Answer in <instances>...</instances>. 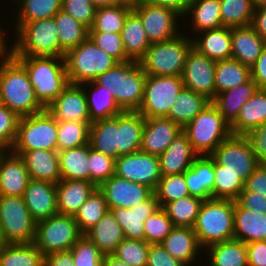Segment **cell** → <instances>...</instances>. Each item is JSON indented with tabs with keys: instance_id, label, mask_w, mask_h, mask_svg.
I'll use <instances>...</instances> for the list:
<instances>
[{
	"instance_id": "cell-1",
	"label": "cell",
	"mask_w": 266,
	"mask_h": 266,
	"mask_svg": "<svg viewBox=\"0 0 266 266\" xmlns=\"http://www.w3.org/2000/svg\"><path fill=\"white\" fill-rule=\"evenodd\" d=\"M0 100L19 117L45 110L35 96L25 67L14 56L0 59Z\"/></svg>"
},
{
	"instance_id": "cell-2",
	"label": "cell",
	"mask_w": 266,
	"mask_h": 266,
	"mask_svg": "<svg viewBox=\"0 0 266 266\" xmlns=\"http://www.w3.org/2000/svg\"><path fill=\"white\" fill-rule=\"evenodd\" d=\"M14 57L25 67L35 96L45 109L69 85L64 57Z\"/></svg>"
},
{
	"instance_id": "cell-3",
	"label": "cell",
	"mask_w": 266,
	"mask_h": 266,
	"mask_svg": "<svg viewBox=\"0 0 266 266\" xmlns=\"http://www.w3.org/2000/svg\"><path fill=\"white\" fill-rule=\"evenodd\" d=\"M146 73L139 61L117 63L95 81L110 91L123 111H138L145 87Z\"/></svg>"
},
{
	"instance_id": "cell-4",
	"label": "cell",
	"mask_w": 266,
	"mask_h": 266,
	"mask_svg": "<svg viewBox=\"0 0 266 266\" xmlns=\"http://www.w3.org/2000/svg\"><path fill=\"white\" fill-rule=\"evenodd\" d=\"M15 24V25H14ZM11 31L16 34L13 41V56L61 57V46L55 18L33 22H14Z\"/></svg>"
},
{
	"instance_id": "cell-5",
	"label": "cell",
	"mask_w": 266,
	"mask_h": 266,
	"mask_svg": "<svg viewBox=\"0 0 266 266\" xmlns=\"http://www.w3.org/2000/svg\"><path fill=\"white\" fill-rule=\"evenodd\" d=\"M193 228L204 253L210 245L234 239V200H204Z\"/></svg>"
},
{
	"instance_id": "cell-6",
	"label": "cell",
	"mask_w": 266,
	"mask_h": 266,
	"mask_svg": "<svg viewBox=\"0 0 266 266\" xmlns=\"http://www.w3.org/2000/svg\"><path fill=\"white\" fill-rule=\"evenodd\" d=\"M186 33V34H185ZM187 31L165 42L152 43L139 60L147 75L182 76L186 57L193 47ZM190 36V37H189Z\"/></svg>"
},
{
	"instance_id": "cell-7",
	"label": "cell",
	"mask_w": 266,
	"mask_h": 266,
	"mask_svg": "<svg viewBox=\"0 0 266 266\" xmlns=\"http://www.w3.org/2000/svg\"><path fill=\"white\" fill-rule=\"evenodd\" d=\"M182 129L199 156L210 155L232 134L230 124L211 102Z\"/></svg>"
},
{
	"instance_id": "cell-8",
	"label": "cell",
	"mask_w": 266,
	"mask_h": 266,
	"mask_svg": "<svg viewBox=\"0 0 266 266\" xmlns=\"http://www.w3.org/2000/svg\"><path fill=\"white\" fill-rule=\"evenodd\" d=\"M69 84H82L95 80L112 69L118 62L88 37L65 54Z\"/></svg>"
},
{
	"instance_id": "cell-9",
	"label": "cell",
	"mask_w": 266,
	"mask_h": 266,
	"mask_svg": "<svg viewBox=\"0 0 266 266\" xmlns=\"http://www.w3.org/2000/svg\"><path fill=\"white\" fill-rule=\"evenodd\" d=\"M57 139L58 121L45 109L37 114L20 117L11 151L19 156L32 150L57 151Z\"/></svg>"
},
{
	"instance_id": "cell-10",
	"label": "cell",
	"mask_w": 266,
	"mask_h": 266,
	"mask_svg": "<svg viewBox=\"0 0 266 266\" xmlns=\"http://www.w3.org/2000/svg\"><path fill=\"white\" fill-rule=\"evenodd\" d=\"M82 236L74 216L57 213L37 222L34 244L45 256L70 250Z\"/></svg>"
},
{
	"instance_id": "cell-11",
	"label": "cell",
	"mask_w": 266,
	"mask_h": 266,
	"mask_svg": "<svg viewBox=\"0 0 266 266\" xmlns=\"http://www.w3.org/2000/svg\"><path fill=\"white\" fill-rule=\"evenodd\" d=\"M36 224L23 196H0V229L7 243L34 242Z\"/></svg>"
},
{
	"instance_id": "cell-12",
	"label": "cell",
	"mask_w": 266,
	"mask_h": 266,
	"mask_svg": "<svg viewBox=\"0 0 266 266\" xmlns=\"http://www.w3.org/2000/svg\"><path fill=\"white\" fill-rule=\"evenodd\" d=\"M184 87L181 76L147 75L143 101L138 112L145 118L166 117Z\"/></svg>"
},
{
	"instance_id": "cell-13",
	"label": "cell",
	"mask_w": 266,
	"mask_h": 266,
	"mask_svg": "<svg viewBox=\"0 0 266 266\" xmlns=\"http://www.w3.org/2000/svg\"><path fill=\"white\" fill-rule=\"evenodd\" d=\"M209 156L218 165L239 175L244 181L259 165L244 135L231 134Z\"/></svg>"
},
{
	"instance_id": "cell-14",
	"label": "cell",
	"mask_w": 266,
	"mask_h": 266,
	"mask_svg": "<svg viewBox=\"0 0 266 266\" xmlns=\"http://www.w3.org/2000/svg\"><path fill=\"white\" fill-rule=\"evenodd\" d=\"M133 11L140 17L150 44L168 41L182 33L178 28L182 16L172 9L140 4Z\"/></svg>"
},
{
	"instance_id": "cell-15",
	"label": "cell",
	"mask_w": 266,
	"mask_h": 266,
	"mask_svg": "<svg viewBox=\"0 0 266 266\" xmlns=\"http://www.w3.org/2000/svg\"><path fill=\"white\" fill-rule=\"evenodd\" d=\"M115 175L155 191L162 177L159 157L141 151L120 156L115 160Z\"/></svg>"
},
{
	"instance_id": "cell-16",
	"label": "cell",
	"mask_w": 266,
	"mask_h": 266,
	"mask_svg": "<svg viewBox=\"0 0 266 266\" xmlns=\"http://www.w3.org/2000/svg\"><path fill=\"white\" fill-rule=\"evenodd\" d=\"M215 66L216 61L192 47L186 57L181 76L184 87L212 100L215 97Z\"/></svg>"
},
{
	"instance_id": "cell-17",
	"label": "cell",
	"mask_w": 266,
	"mask_h": 266,
	"mask_svg": "<svg viewBox=\"0 0 266 266\" xmlns=\"http://www.w3.org/2000/svg\"><path fill=\"white\" fill-rule=\"evenodd\" d=\"M98 189L104 194L108 208H133L154 194L146 185L116 175L103 182Z\"/></svg>"
},
{
	"instance_id": "cell-18",
	"label": "cell",
	"mask_w": 266,
	"mask_h": 266,
	"mask_svg": "<svg viewBox=\"0 0 266 266\" xmlns=\"http://www.w3.org/2000/svg\"><path fill=\"white\" fill-rule=\"evenodd\" d=\"M46 109L57 121L91 122L86 94L80 84H69Z\"/></svg>"
},
{
	"instance_id": "cell-19",
	"label": "cell",
	"mask_w": 266,
	"mask_h": 266,
	"mask_svg": "<svg viewBox=\"0 0 266 266\" xmlns=\"http://www.w3.org/2000/svg\"><path fill=\"white\" fill-rule=\"evenodd\" d=\"M182 131V127L169 118H145L140 151L159 156Z\"/></svg>"
},
{
	"instance_id": "cell-20",
	"label": "cell",
	"mask_w": 266,
	"mask_h": 266,
	"mask_svg": "<svg viewBox=\"0 0 266 266\" xmlns=\"http://www.w3.org/2000/svg\"><path fill=\"white\" fill-rule=\"evenodd\" d=\"M30 215L36 222L58 213L56 184L30 179L23 195Z\"/></svg>"
},
{
	"instance_id": "cell-21",
	"label": "cell",
	"mask_w": 266,
	"mask_h": 266,
	"mask_svg": "<svg viewBox=\"0 0 266 266\" xmlns=\"http://www.w3.org/2000/svg\"><path fill=\"white\" fill-rule=\"evenodd\" d=\"M159 208L158 200L153 194L133 208H109V211L121 226L125 238L145 241L144 221Z\"/></svg>"
},
{
	"instance_id": "cell-22",
	"label": "cell",
	"mask_w": 266,
	"mask_h": 266,
	"mask_svg": "<svg viewBox=\"0 0 266 266\" xmlns=\"http://www.w3.org/2000/svg\"><path fill=\"white\" fill-rule=\"evenodd\" d=\"M160 244L186 266L197 264V257L204 251L192 227L175 226Z\"/></svg>"
},
{
	"instance_id": "cell-23",
	"label": "cell",
	"mask_w": 266,
	"mask_h": 266,
	"mask_svg": "<svg viewBox=\"0 0 266 266\" xmlns=\"http://www.w3.org/2000/svg\"><path fill=\"white\" fill-rule=\"evenodd\" d=\"M29 181L23 159L10 150L0 160V196H23Z\"/></svg>"
},
{
	"instance_id": "cell-24",
	"label": "cell",
	"mask_w": 266,
	"mask_h": 266,
	"mask_svg": "<svg viewBox=\"0 0 266 266\" xmlns=\"http://www.w3.org/2000/svg\"><path fill=\"white\" fill-rule=\"evenodd\" d=\"M199 155L193 150L187 135L182 131L159 155L161 175L182 174L191 167Z\"/></svg>"
},
{
	"instance_id": "cell-25",
	"label": "cell",
	"mask_w": 266,
	"mask_h": 266,
	"mask_svg": "<svg viewBox=\"0 0 266 266\" xmlns=\"http://www.w3.org/2000/svg\"><path fill=\"white\" fill-rule=\"evenodd\" d=\"M232 59L251 68L261 55L266 41L250 26L231 28Z\"/></svg>"
},
{
	"instance_id": "cell-26",
	"label": "cell",
	"mask_w": 266,
	"mask_h": 266,
	"mask_svg": "<svg viewBox=\"0 0 266 266\" xmlns=\"http://www.w3.org/2000/svg\"><path fill=\"white\" fill-rule=\"evenodd\" d=\"M214 160L209 156H198L184 172L191 196L207 200L214 198Z\"/></svg>"
},
{
	"instance_id": "cell-27",
	"label": "cell",
	"mask_w": 266,
	"mask_h": 266,
	"mask_svg": "<svg viewBox=\"0 0 266 266\" xmlns=\"http://www.w3.org/2000/svg\"><path fill=\"white\" fill-rule=\"evenodd\" d=\"M234 239L245 244L266 241V214L245 209L234 200Z\"/></svg>"
},
{
	"instance_id": "cell-28",
	"label": "cell",
	"mask_w": 266,
	"mask_h": 266,
	"mask_svg": "<svg viewBox=\"0 0 266 266\" xmlns=\"http://www.w3.org/2000/svg\"><path fill=\"white\" fill-rule=\"evenodd\" d=\"M195 35L194 38L192 37L193 48L199 53L214 61L231 59L232 45L230 27L223 26L218 29L205 30Z\"/></svg>"
},
{
	"instance_id": "cell-29",
	"label": "cell",
	"mask_w": 266,
	"mask_h": 266,
	"mask_svg": "<svg viewBox=\"0 0 266 266\" xmlns=\"http://www.w3.org/2000/svg\"><path fill=\"white\" fill-rule=\"evenodd\" d=\"M30 179L57 184L61 181L58 151L32 150L20 155Z\"/></svg>"
},
{
	"instance_id": "cell-30",
	"label": "cell",
	"mask_w": 266,
	"mask_h": 266,
	"mask_svg": "<svg viewBox=\"0 0 266 266\" xmlns=\"http://www.w3.org/2000/svg\"><path fill=\"white\" fill-rule=\"evenodd\" d=\"M257 83L250 78L231 90L215 95L211 103L218 112L231 125L237 118L241 107L259 90Z\"/></svg>"
},
{
	"instance_id": "cell-31",
	"label": "cell",
	"mask_w": 266,
	"mask_h": 266,
	"mask_svg": "<svg viewBox=\"0 0 266 266\" xmlns=\"http://www.w3.org/2000/svg\"><path fill=\"white\" fill-rule=\"evenodd\" d=\"M145 117L138 111L118 114V158L140 151Z\"/></svg>"
},
{
	"instance_id": "cell-32",
	"label": "cell",
	"mask_w": 266,
	"mask_h": 266,
	"mask_svg": "<svg viewBox=\"0 0 266 266\" xmlns=\"http://www.w3.org/2000/svg\"><path fill=\"white\" fill-rule=\"evenodd\" d=\"M96 188L90 181L61 180L56 184L58 213L74 216Z\"/></svg>"
},
{
	"instance_id": "cell-33",
	"label": "cell",
	"mask_w": 266,
	"mask_h": 266,
	"mask_svg": "<svg viewBox=\"0 0 266 266\" xmlns=\"http://www.w3.org/2000/svg\"><path fill=\"white\" fill-rule=\"evenodd\" d=\"M86 94L90 121L95 122L117 116L123 110L114 99L113 94L95 80L80 84ZM88 86L89 89L86 87ZM89 90V91H88Z\"/></svg>"
},
{
	"instance_id": "cell-34",
	"label": "cell",
	"mask_w": 266,
	"mask_h": 266,
	"mask_svg": "<svg viewBox=\"0 0 266 266\" xmlns=\"http://www.w3.org/2000/svg\"><path fill=\"white\" fill-rule=\"evenodd\" d=\"M104 254H113L125 239L124 232L108 211L98 223L84 234Z\"/></svg>"
},
{
	"instance_id": "cell-35",
	"label": "cell",
	"mask_w": 266,
	"mask_h": 266,
	"mask_svg": "<svg viewBox=\"0 0 266 266\" xmlns=\"http://www.w3.org/2000/svg\"><path fill=\"white\" fill-rule=\"evenodd\" d=\"M266 122V89H259L240 109L230 125L232 134L245 135Z\"/></svg>"
},
{
	"instance_id": "cell-36",
	"label": "cell",
	"mask_w": 266,
	"mask_h": 266,
	"mask_svg": "<svg viewBox=\"0 0 266 266\" xmlns=\"http://www.w3.org/2000/svg\"><path fill=\"white\" fill-rule=\"evenodd\" d=\"M89 144L94 150L118 159V115L92 122Z\"/></svg>"
},
{
	"instance_id": "cell-37",
	"label": "cell",
	"mask_w": 266,
	"mask_h": 266,
	"mask_svg": "<svg viewBox=\"0 0 266 266\" xmlns=\"http://www.w3.org/2000/svg\"><path fill=\"white\" fill-rule=\"evenodd\" d=\"M90 144L58 151L61 180L90 181Z\"/></svg>"
},
{
	"instance_id": "cell-38",
	"label": "cell",
	"mask_w": 266,
	"mask_h": 266,
	"mask_svg": "<svg viewBox=\"0 0 266 266\" xmlns=\"http://www.w3.org/2000/svg\"><path fill=\"white\" fill-rule=\"evenodd\" d=\"M220 8V0H193L183 19H191V30L197 34L205 30L218 29L223 27Z\"/></svg>"
},
{
	"instance_id": "cell-39",
	"label": "cell",
	"mask_w": 266,
	"mask_h": 266,
	"mask_svg": "<svg viewBox=\"0 0 266 266\" xmlns=\"http://www.w3.org/2000/svg\"><path fill=\"white\" fill-rule=\"evenodd\" d=\"M121 38L126 55L133 61H139L151 45L140 17L133 10L125 19Z\"/></svg>"
},
{
	"instance_id": "cell-40",
	"label": "cell",
	"mask_w": 266,
	"mask_h": 266,
	"mask_svg": "<svg viewBox=\"0 0 266 266\" xmlns=\"http://www.w3.org/2000/svg\"><path fill=\"white\" fill-rule=\"evenodd\" d=\"M210 102L206 96L183 87L169 109L168 118L183 128Z\"/></svg>"
},
{
	"instance_id": "cell-41",
	"label": "cell",
	"mask_w": 266,
	"mask_h": 266,
	"mask_svg": "<svg viewBox=\"0 0 266 266\" xmlns=\"http://www.w3.org/2000/svg\"><path fill=\"white\" fill-rule=\"evenodd\" d=\"M207 266H248L247 247L235 239L216 243L205 249Z\"/></svg>"
},
{
	"instance_id": "cell-42",
	"label": "cell",
	"mask_w": 266,
	"mask_h": 266,
	"mask_svg": "<svg viewBox=\"0 0 266 266\" xmlns=\"http://www.w3.org/2000/svg\"><path fill=\"white\" fill-rule=\"evenodd\" d=\"M251 78L250 67L235 59L216 61L215 95L231 90Z\"/></svg>"
},
{
	"instance_id": "cell-43",
	"label": "cell",
	"mask_w": 266,
	"mask_h": 266,
	"mask_svg": "<svg viewBox=\"0 0 266 266\" xmlns=\"http://www.w3.org/2000/svg\"><path fill=\"white\" fill-rule=\"evenodd\" d=\"M54 18L58 29L61 57H65L69 50L88 38L89 28L63 10L58 11Z\"/></svg>"
},
{
	"instance_id": "cell-44",
	"label": "cell",
	"mask_w": 266,
	"mask_h": 266,
	"mask_svg": "<svg viewBox=\"0 0 266 266\" xmlns=\"http://www.w3.org/2000/svg\"><path fill=\"white\" fill-rule=\"evenodd\" d=\"M43 253L31 243H8L0 253L2 266H44Z\"/></svg>"
},
{
	"instance_id": "cell-45",
	"label": "cell",
	"mask_w": 266,
	"mask_h": 266,
	"mask_svg": "<svg viewBox=\"0 0 266 266\" xmlns=\"http://www.w3.org/2000/svg\"><path fill=\"white\" fill-rule=\"evenodd\" d=\"M62 0H14L15 22H33L54 17L61 10ZM17 12V13H16Z\"/></svg>"
},
{
	"instance_id": "cell-46",
	"label": "cell",
	"mask_w": 266,
	"mask_h": 266,
	"mask_svg": "<svg viewBox=\"0 0 266 266\" xmlns=\"http://www.w3.org/2000/svg\"><path fill=\"white\" fill-rule=\"evenodd\" d=\"M203 201L201 198L189 195L167 202L162 208L172 220L174 226L193 228Z\"/></svg>"
},
{
	"instance_id": "cell-47",
	"label": "cell",
	"mask_w": 266,
	"mask_h": 266,
	"mask_svg": "<svg viewBox=\"0 0 266 266\" xmlns=\"http://www.w3.org/2000/svg\"><path fill=\"white\" fill-rule=\"evenodd\" d=\"M108 211L109 208L104 194L96 188L74 215L80 232L84 235L88 230L94 227Z\"/></svg>"
},
{
	"instance_id": "cell-48",
	"label": "cell",
	"mask_w": 266,
	"mask_h": 266,
	"mask_svg": "<svg viewBox=\"0 0 266 266\" xmlns=\"http://www.w3.org/2000/svg\"><path fill=\"white\" fill-rule=\"evenodd\" d=\"M224 27H243L252 24L255 7L253 0H220Z\"/></svg>"
},
{
	"instance_id": "cell-49",
	"label": "cell",
	"mask_w": 266,
	"mask_h": 266,
	"mask_svg": "<svg viewBox=\"0 0 266 266\" xmlns=\"http://www.w3.org/2000/svg\"><path fill=\"white\" fill-rule=\"evenodd\" d=\"M91 123L58 121L57 151L77 148L88 144Z\"/></svg>"
},
{
	"instance_id": "cell-50",
	"label": "cell",
	"mask_w": 266,
	"mask_h": 266,
	"mask_svg": "<svg viewBox=\"0 0 266 266\" xmlns=\"http://www.w3.org/2000/svg\"><path fill=\"white\" fill-rule=\"evenodd\" d=\"M132 10L123 6L98 7L94 23L89 32H110L121 34L127 15Z\"/></svg>"
},
{
	"instance_id": "cell-51",
	"label": "cell",
	"mask_w": 266,
	"mask_h": 266,
	"mask_svg": "<svg viewBox=\"0 0 266 266\" xmlns=\"http://www.w3.org/2000/svg\"><path fill=\"white\" fill-rule=\"evenodd\" d=\"M214 198L235 200L244 189L245 181L237 174L225 170L214 161Z\"/></svg>"
},
{
	"instance_id": "cell-52",
	"label": "cell",
	"mask_w": 266,
	"mask_h": 266,
	"mask_svg": "<svg viewBox=\"0 0 266 266\" xmlns=\"http://www.w3.org/2000/svg\"><path fill=\"white\" fill-rule=\"evenodd\" d=\"M159 206L189 196V190L184 178V173L162 176L154 191Z\"/></svg>"
},
{
	"instance_id": "cell-53",
	"label": "cell",
	"mask_w": 266,
	"mask_h": 266,
	"mask_svg": "<svg viewBox=\"0 0 266 266\" xmlns=\"http://www.w3.org/2000/svg\"><path fill=\"white\" fill-rule=\"evenodd\" d=\"M149 243L125 238L113 255L129 266H147Z\"/></svg>"
},
{
	"instance_id": "cell-54",
	"label": "cell",
	"mask_w": 266,
	"mask_h": 266,
	"mask_svg": "<svg viewBox=\"0 0 266 266\" xmlns=\"http://www.w3.org/2000/svg\"><path fill=\"white\" fill-rule=\"evenodd\" d=\"M175 226L160 207L144 221L145 241L149 244H160Z\"/></svg>"
},
{
	"instance_id": "cell-55",
	"label": "cell",
	"mask_w": 266,
	"mask_h": 266,
	"mask_svg": "<svg viewBox=\"0 0 266 266\" xmlns=\"http://www.w3.org/2000/svg\"><path fill=\"white\" fill-rule=\"evenodd\" d=\"M90 182L97 188L115 175V159L91 148L88 156Z\"/></svg>"
},
{
	"instance_id": "cell-56",
	"label": "cell",
	"mask_w": 266,
	"mask_h": 266,
	"mask_svg": "<svg viewBox=\"0 0 266 266\" xmlns=\"http://www.w3.org/2000/svg\"><path fill=\"white\" fill-rule=\"evenodd\" d=\"M70 250L74 266H103L104 254L85 235Z\"/></svg>"
},
{
	"instance_id": "cell-57",
	"label": "cell",
	"mask_w": 266,
	"mask_h": 266,
	"mask_svg": "<svg viewBox=\"0 0 266 266\" xmlns=\"http://www.w3.org/2000/svg\"><path fill=\"white\" fill-rule=\"evenodd\" d=\"M94 44L108 55L112 56L118 63L130 61L126 55L121 34L110 32H89L88 36Z\"/></svg>"
},
{
	"instance_id": "cell-58",
	"label": "cell",
	"mask_w": 266,
	"mask_h": 266,
	"mask_svg": "<svg viewBox=\"0 0 266 266\" xmlns=\"http://www.w3.org/2000/svg\"><path fill=\"white\" fill-rule=\"evenodd\" d=\"M96 9L89 0H62L61 3V10L88 28L94 23Z\"/></svg>"
},
{
	"instance_id": "cell-59",
	"label": "cell",
	"mask_w": 266,
	"mask_h": 266,
	"mask_svg": "<svg viewBox=\"0 0 266 266\" xmlns=\"http://www.w3.org/2000/svg\"><path fill=\"white\" fill-rule=\"evenodd\" d=\"M19 119L15 112L0 104V142L9 150L16 140Z\"/></svg>"
},
{
	"instance_id": "cell-60",
	"label": "cell",
	"mask_w": 266,
	"mask_h": 266,
	"mask_svg": "<svg viewBox=\"0 0 266 266\" xmlns=\"http://www.w3.org/2000/svg\"><path fill=\"white\" fill-rule=\"evenodd\" d=\"M259 164H266V122L245 135Z\"/></svg>"
},
{
	"instance_id": "cell-61",
	"label": "cell",
	"mask_w": 266,
	"mask_h": 266,
	"mask_svg": "<svg viewBox=\"0 0 266 266\" xmlns=\"http://www.w3.org/2000/svg\"><path fill=\"white\" fill-rule=\"evenodd\" d=\"M147 266H186L173 258L161 244H149Z\"/></svg>"
},
{
	"instance_id": "cell-62",
	"label": "cell",
	"mask_w": 266,
	"mask_h": 266,
	"mask_svg": "<svg viewBox=\"0 0 266 266\" xmlns=\"http://www.w3.org/2000/svg\"><path fill=\"white\" fill-rule=\"evenodd\" d=\"M235 201L245 209L266 214V195L257 194V192H248L243 189Z\"/></svg>"
},
{
	"instance_id": "cell-63",
	"label": "cell",
	"mask_w": 266,
	"mask_h": 266,
	"mask_svg": "<svg viewBox=\"0 0 266 266\" xmlns=\"http://www.w3.org/2000/svg\"><path fill=\"white\" fill-rule=\"evenodd\" d=\"M244 189L248 192L266 195V164H259L247 178Z\"/></svg>"
},
{
	"instance_id": "cell-64",
	"label": "cell",
	"mask_w": 266,
	"mask_h": 266,
	"mask_svg": "<svg viewBox=\"0 0 266 266\" xmlns=\"http://www.w3.org/2000/svg\"><path fill=\"white\" fill-rule=\"evenodd\" d=\"M248 266H266V241L247 243Z\"/></svg>"
},
{
	"instance_id": "cell-65",
	"label": "cell",
	"mask_w": 266,
	"mask_h": 266,
	"mask_svg": "<svg viewBox=\"0 0 266 266\" xmlns=\"http://www.w3.org/2000/svg\"><path fill=\"white\" fill-rule=\"evenodd\" d=\"M251 78L260 89H266V46L257 61L251 66Z\"/></svg>"
},
{
	"instance_id": "cell-66",
	"label": "cell",
	"mask_w": 266,
	"mask_h": 266,
	"mask_svg": "<svg viewBox=\"0 0 266 266\" xmlns=\"http://www.w3.org/2000/svg\"><path fill=\"white\" fill-rule=\"evenodd\" d=\"M192 1L193 0H142V4L166 7L184 17Z\"/></svg>"
},
{
	"instance_id": "cell-67",
	"label": "cell",
	"mask_w": 266,
	"mask_h": 266,
	"mask_svg": "<svg viewBox=\"0 0 266 266\" xmlns=\"http://www.w3.org/2000/svg\"><path fill=\"white\" fill-rule=\"evenodd\" d=\"M44 266H74L71 250L45 255Z\"/></svg>"
},
{
	"instance_id": "cell-68",
	"label": "cell",
	"mask_w": 266,
	"mask_h": 266,
	"mask_svg": "<svg viewBox=\"0 0 266 266\" xmlns=\"http://www.w3.org/2000/svg\"><path fill=\"white\" fill-rule=\"evenodd\" d=\"M251 26L266 41V6L255 8Z\"/></svg>"
},
{
	"instance_id": "cell-69",
	"label": "cell",
	"mask_w": 266,
	"mask_h": 266,
	"mask_svg": "<svg viewBox=\"0 0 266 266\" xmlns=\"http://www.w3.org/2000/svg\"><path fill=\"white\" fill-rule=\"evenodd\" d=\"M2 20L0 22V59H6L13 56V44H8L6 35L4 34V28L1 27ZM7 41V42H6ZM9 45V47H8Z\"/></svg>"
},
{
	"instance_id": "cell-70",
	"label": "cell",
	"mask_w": 266,
	"mask_h": 266,
	"mask_svg": "<svg viewBox=\"0 0 266 266\" xmlns=\"http://www.w3.org/2000/svg\"><path fill=\"white\" fill-rule=\"evenodd\" d=\"M103 266H129L113 254L104 255Z\"/></svg>"
},
{
	"instance_id": "cell-71",
	"label": "cell",
	"mask_w": 266,
	"mask_h": 266,
	"mask_svg": "<svg viewBox=\"0 0 266 266\" xmlns=\"http://www.w3.org/2000/svg\"><path fill=\"white\" fill-rule=\"evenodd\" d=\"M115 1L116 5L123 6L131 10L136 9L140 4H142V0H115Z\"/></svg>"
},
{
	"instance_id": "cell-72",
	"label": "cell",
	"mask_w": 266,
	"mask_h": 266,
	"mask_svg": "<svg viewBox=\"0 0 266 266\" xmlns=\"http://www.w3.org/2000/svg\"><path fill=\"white\" fill-rule=\"evenodd\" d=\"M92 2V4L98 8V7H106V6H115L116 1L115 0H89Z\"/></svg>"
},
{
	"instance_id": "cell-73",
	"label": "cell",
	"mask_w": 266,
	"mask_h": 266,
	"mask_svg": "<svg viewBox=\"0 0 266 266\" xmlns=\"http://www.w3.org/2000/svg\"><path fill=\"white\" fill-rule=\"evenodd\" d=\"M10 150L0 142V160L9 152Z\"/></svg>"
},
{
	"instance_id": "cell-74",
	"label": "cell",
	"mask_w": 266,
	"mask_h": 266,
	"mask_svg": "<svg viewBox=\"0 0 266 266\" xmlns=\"http://www.w3.org/2000/svg\"><path fill=\"white\" fill-rule=\"evenodd\" d=\"M8 243L5 241L3 234L1 232L0 229V253L4 250V247L7 245Z\"/></svg>"
},
{
	"instance_id": "cell-75",
	"label": "cell",
	"mask_w": 266,
	"mask_h": 266,
	"mask_svg": "<svg viewBox=\"0 0 266 266\" xmlns=\"http://www.w3.org/2000/svg\"><path fill=\"white\" fill-rule=\"evenodd\" d=\"M255 8L266 6V0H253Z\"/></svg>"
}]
</instances>
